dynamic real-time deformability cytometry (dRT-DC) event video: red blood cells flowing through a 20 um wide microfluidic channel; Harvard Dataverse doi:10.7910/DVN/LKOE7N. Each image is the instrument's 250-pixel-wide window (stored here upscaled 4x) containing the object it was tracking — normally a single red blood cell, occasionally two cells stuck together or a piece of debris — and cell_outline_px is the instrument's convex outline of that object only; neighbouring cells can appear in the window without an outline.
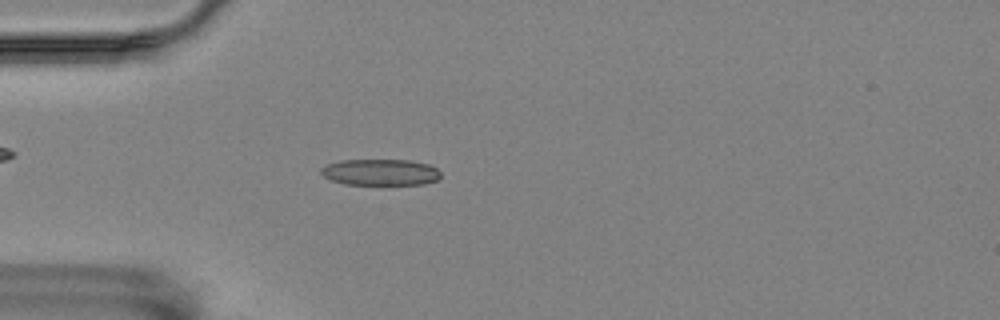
{"species": "Egyptian fruit bat (a non-hibernating species)", "species_latin": "Rousettus aegyptiacus", "temperature_condition": "room temperature", "stored_images_in_passage": 57, "camera_frame_rate_fps": 3000, "um_per_image_px": 0.085, "animal": {"sex": "female"}, "frame": {"image": 1, "passage_image": 16, "time_ms": 5.0, "image_size_px": [1000, 320], "cell_outline_px": [[440, 180], [424, 184], [344, 184], [332, 180], [324, 176], [320, 172], [320, 168], [328, 164], [340, 160], [408, 160], [432, 164], [440, 172]], "centroid_in_image_um": [32.38, 14.63], "position_along_channel_um": 52.6, "area_um2": 18.44}}
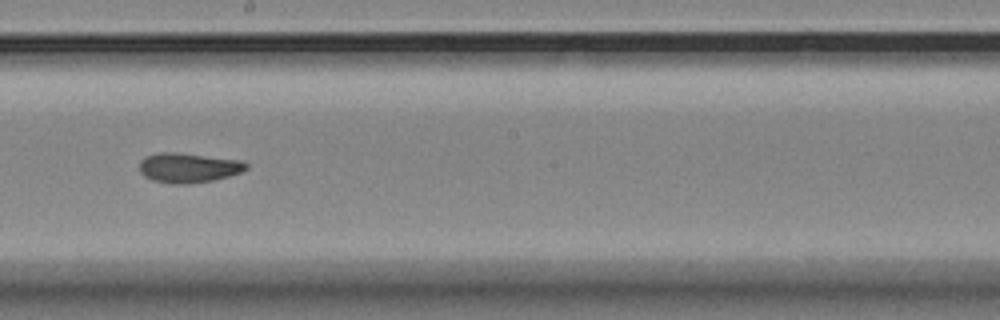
{"frame": {"image": 2, "passage_image": 32, "time_ms": 10.333, "image_size_px": [1000, 320], "cell_outline_px": [[248, 168], [240, 172], [228, 176], [212, 180], [188, 184], [172, 184], [152, 180], [144, 176], [140, 172], [140, 160], [144, 156], [160, 152], [176, 152], [240, 160], [248, 164]], "centroid_in_image_um": [15.98, 14.25], "position_along_channel_um": 232.2, "area_um2": 18.5}}
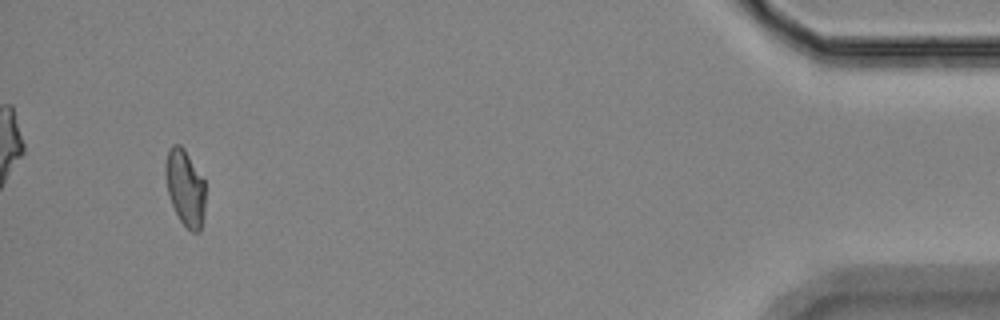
{"frame": {"image": 3, "passage_image": 54, "time_ms": 17.667, "image_size_px": [1000, 320], "cell_outline_px": [[204, 212], [200, 232], [192, 232], [180, 220], [172, 204], [168, 192], [164, 172], [164, 164], [168, 148], [172, 144], [180, 144], [184, 148], [204, 180]], "centroid_in_image_um": [15.71, 15.91], "position_along_channel_um": 419.5, "area_um2": 17.69}, "authors_computed_cell_mechanics": {"area_um2": 18.207, "velocity_mm_per_s": 3.5182, "shape_relaxation_time_tau1_ms": null, "shape_relaxation_time_tau2_ms": 2.2736, "deformation_change_tau1": null, "deformation_change_tau2": 0.084}}